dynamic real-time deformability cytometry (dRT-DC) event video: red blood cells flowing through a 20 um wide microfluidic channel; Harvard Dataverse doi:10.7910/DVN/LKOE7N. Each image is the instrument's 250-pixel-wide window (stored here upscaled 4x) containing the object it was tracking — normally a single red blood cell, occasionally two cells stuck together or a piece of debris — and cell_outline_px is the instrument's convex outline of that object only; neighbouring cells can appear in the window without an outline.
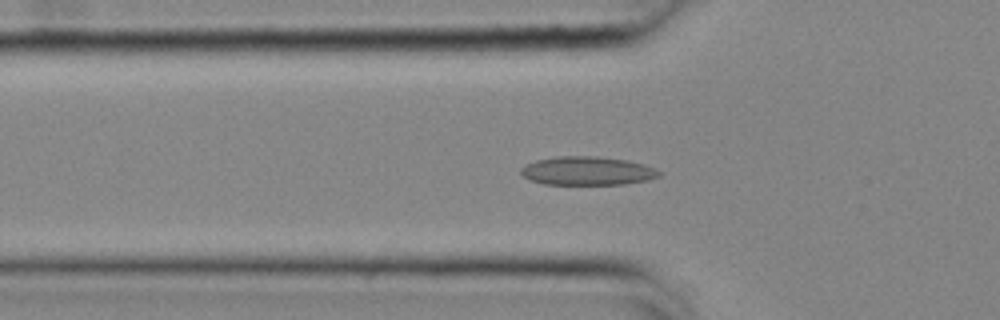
{"species": "common noctule bat (a hibernating species)", "species_latin": "Nyctalus noctula", "temperature_condition": "cold", "stored_images_in_passage": 39, "camera_frame_rate_fps": 3000, "um_per_image_px": 0.085, "animal": {"sex": "female", "body_mass_g": 25.1}, "frame": {"image": 1, "passage_image": 2, "time_ms": 0.333, "image_size_px": [1000, 320], "cell_outline_px": [[664, 172], [660, 176], [648, 180], [624, 184], [544, 184], [532, 180], [524, 176], [520, 172], [520, 168], [536, 160], [556, 156], [596, 156], [628, 160], [644, 164]], "centroid_in_image_um": [49.97, 14.52], "position_along_channel_um": 75.8, "area_um2": 23.06}}
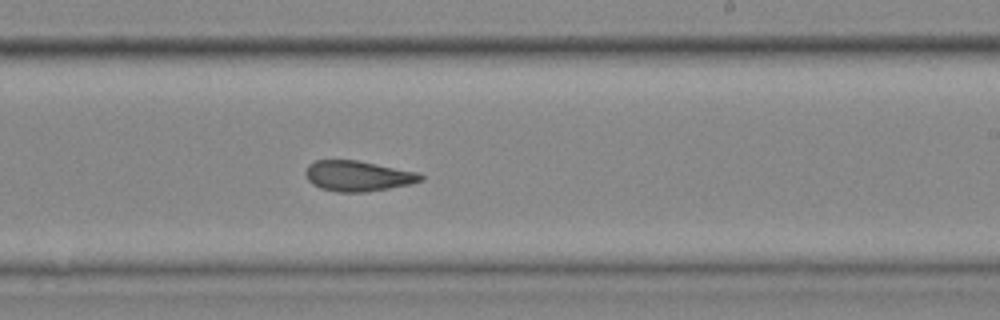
{"frame": {"image": 2, "passage_image": 17, "time_ms": 5.333, "image_size_px": [1000, 320], "cell_outline_px": [[424, 180], [408, 184], [388, 188], [364, 192], [340, 192], [320, 188], [312, 184], [308, 180], [304, 172], [308, 164], [316, 160], [356, 160], [420, 172], [424, 176]], "centroid_in_image_um": [30.41, 14.95], "position_along_channel_um": 258.6, "area_um2": 20.46}}
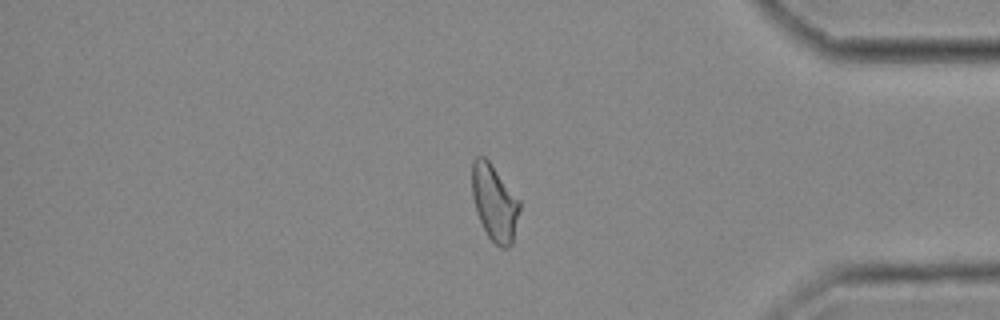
{"frame": {"image": 3, "passage_image": 30, "time_ms": 9.667, "image_size_px": [1000, 320], "cell_outline_px": [[520, 208], [512, 244], [508, 248], [500, 248], [488, 236], [476, 212], [472, 196], [472, 160], [476, 156], [484, 156], [488, 160], [520, 200]], "centroid_in_image_um": [42.02, 17.23], "position_along_channel_um": 393.2, "area_um2": 21.04}, "authors_computed_cell_mechanics": {"area_um2": 21.1548, "velocity_mm_per_s": 3.6592, "shape_relaxation_time_tau1_ms": 10.033, "shape_relaxation_time_tau2_ms": 2.6742, "deformation_change_tau1": 0.163, "deformation_change_tau2": 0.0788}}